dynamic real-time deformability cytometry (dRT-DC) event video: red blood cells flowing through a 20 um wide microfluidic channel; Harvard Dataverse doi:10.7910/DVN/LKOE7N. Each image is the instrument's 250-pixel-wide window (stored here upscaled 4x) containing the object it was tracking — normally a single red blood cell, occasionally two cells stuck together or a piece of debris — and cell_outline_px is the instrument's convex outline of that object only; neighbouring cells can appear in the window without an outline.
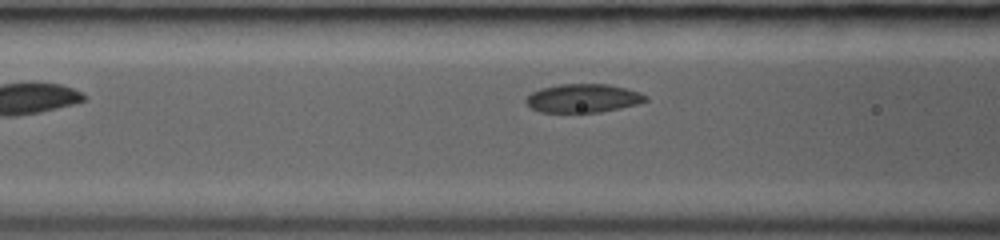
{"species": "common noctule bat (a hibernating species)", "species_latin": "Nyctalus noctula", "temperature_condition": "room temperature", "stored_images_in_passage": 10, "camera_frame_rate_fps": 3000, "um_per_image_px": 0.085, "animal": {"sex": "female", "body_mass_g": 19.0, "forearm_length_mm": 53.3}, "frame": {"image": 1, "passage_image": 4, "time_ms": 3.667, "image_size_px": [1000, 240], "cell_outline_px": [[648, 100], [636, 104], [620, 108], [600, 112], [540, 112], [532, 108], [524, 100], [532, 92], [540, 88], [560, 84], [608, 84], [640, 92], [648, 96]], "centroid_in_image_um": [49.56, 8.35], "position_along_channel_um": 117.0, "area_um2": 19.83}}
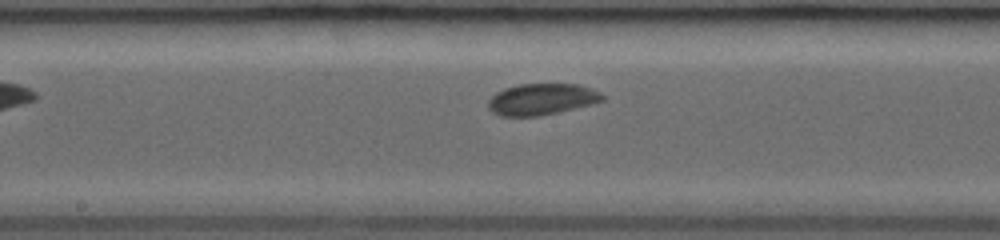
{"frame": {"image": 2, "passage_image": 7, "time_ms": 5.667, "image_size_px": [1000, 240], "cell_outline_px": [[604, 100], [592, 104], [560, 112], [540, 116], [500, 116], [492, 112], [488, 108], [488, 100], [496, 92], [504, 88], [520, 84], [576, 84], [592, 88], [600, 92], [604, 96]], "centroid_in_image_um": [46.04, 8.44], "position_along_channel_um": 202.2, "area_um2": 21.04}}
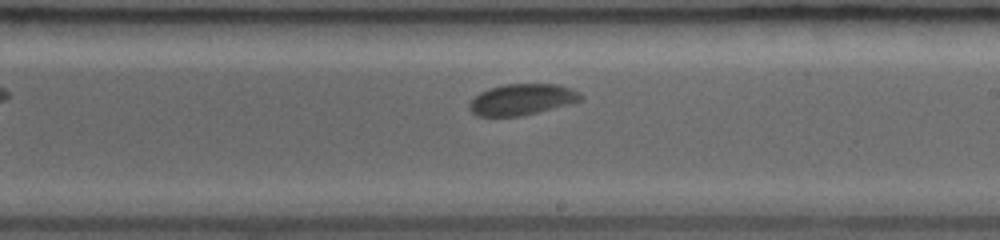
{"frame": {"image": 3, "passage_image": 9, "time_ms": 6.667, "image_size_px": [1000, 240], "cell_outline_px": [[584, 100], [520, 116], [476, 116], [468, 108], [468, 104], [480, 92], [488, 88], [504, 84], [556, 84], [580, 92], [584, 96]], "centroid_in_image_um": [44.35, 8.45], "position_along_channel_um": 244.6, "area_um2": 20.11}}